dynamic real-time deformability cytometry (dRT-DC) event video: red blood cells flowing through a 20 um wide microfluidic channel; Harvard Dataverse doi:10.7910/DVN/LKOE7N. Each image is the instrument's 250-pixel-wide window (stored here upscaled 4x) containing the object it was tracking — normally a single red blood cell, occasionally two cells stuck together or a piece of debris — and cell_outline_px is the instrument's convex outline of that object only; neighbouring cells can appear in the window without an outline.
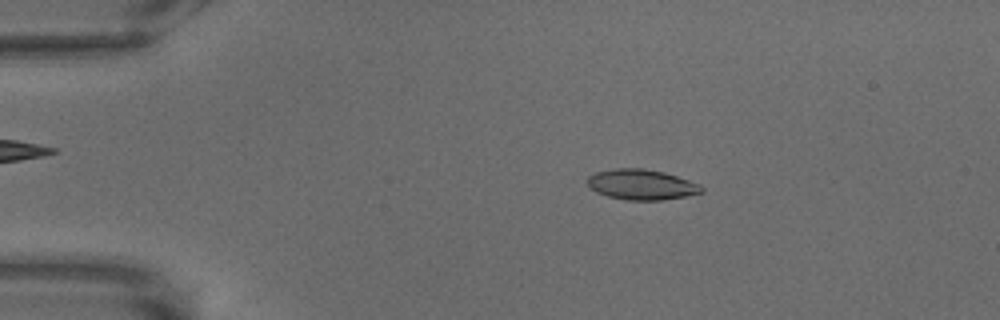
{"species": "common noctule bat (a hibernating species)", "species_latin": "Nyctalus noctula", "temperature_condition": "warm", "stored_images_in_passage": 69, "camera_frame_rate_fps": 3000, "um_per_image_px": 0.085, "animal": {"sex": "male", "body_mass_g": 18.8}, "frame": {"image": 1, "passage_image": 13, "time_ms": 4.0, "image_size_px": [1000, 320], "cell_outline_px": [[704, 192], [684, 196], [660, 200], [624, 200], [608, 196], [596, 192], [588, 188], [588, 176], [596, 172], [616, 168], [644, 168], [664, 172], [700, 184], [704, 188]], "centroid_in_image_um": [54.51, 15.69], "position_along_channel_um": 30.5, "area_um2": 20.23}}
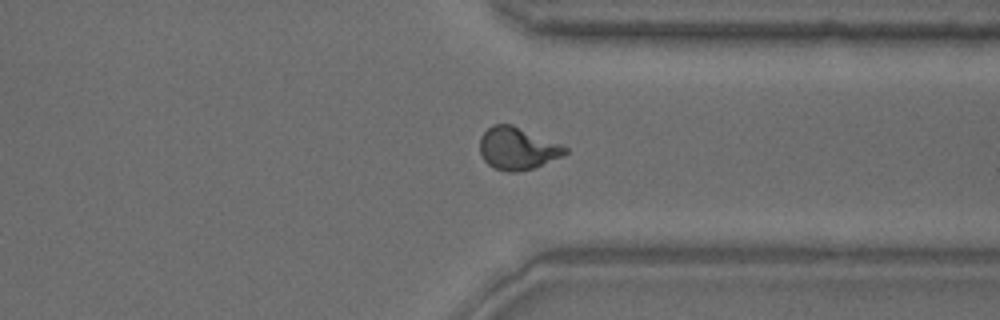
{"frame": {"image": 2, "passage_image": 53, "time_ms": 17.333, "image_size_px": [1000, 320], "cell_outline_px": [[568, 152], [536, 168], [516, 172], [508, 172], [496, 168], [488, 164], [484, 160], [480, 152], [480, 136], [492, 124], [512, 124], [560, 144], [568, 148]], "centroid_in_image_um": [43.96, 12.62], "position_along_channel_um": 367.4, "area_um2": 20.92}}
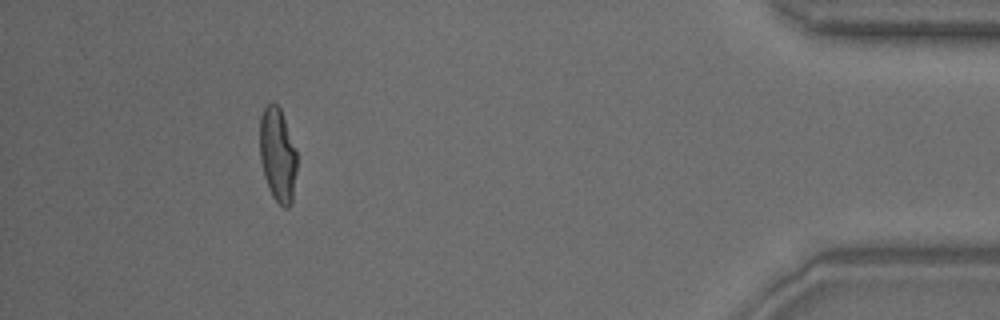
{"frame": {"image": 3, "passage_image": 63, "time_ms": 20.667, "image_size_px": [1000, 320], "cell_outline_px": [[296, 172], [292, 204], [288, 208], [284, 208], [272, 196], [268, 188], [264, 176], [260, 160], [260, 116], [264, 108], [268, 104], [276, 104], [280, 108], [296, 152]], "centroid_in_image_um": [23.59, 13.21], "position_along_channel_um": 411.6, "area_um2": 20.17}}